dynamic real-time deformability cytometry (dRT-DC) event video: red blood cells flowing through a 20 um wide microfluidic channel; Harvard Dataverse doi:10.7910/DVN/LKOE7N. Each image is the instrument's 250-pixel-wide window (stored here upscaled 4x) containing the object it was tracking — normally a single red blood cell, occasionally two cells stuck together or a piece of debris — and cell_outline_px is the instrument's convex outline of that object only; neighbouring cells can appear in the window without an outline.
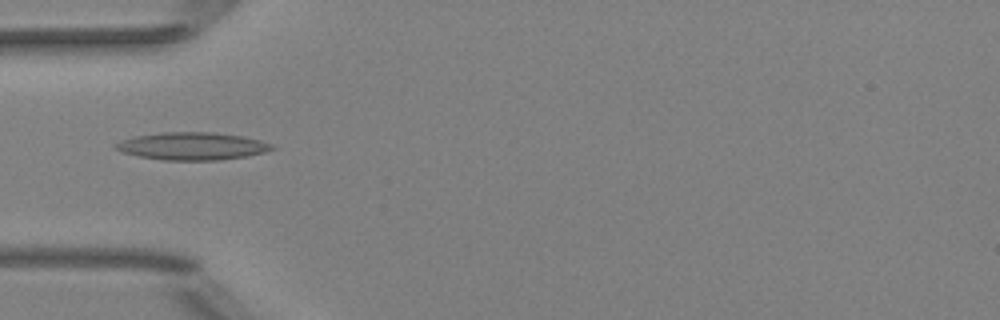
{"species": "Egyptian fruit bat (a non-hibernating species)", "species_latin": "Rousettus aegyptiacus", "temperature_condition": "room temperature", "stored_images_in_passage": 50, "camera_frame_rate_fps": 3000, "um_per_image_px": 0.085, "animal": {"sex": "female"}, "frame": {"image": 1, "passage_image": 15, "time_ms": 4.667, "image_size_px": [1000, 320], "cell_outline_px": [[276, 148], [264, 152], [248, 156], [220, 160], [164, 160], [140, 156], [124, 152], [112, 148], [112, 144], [120, 140], [136, 136], [160, 132], [212, 132], [244, 136], [260, 140], [272, 144]], "centroid_in_image_um": [16.33, 12.41], "position_along_channel_um": 68.7, "area_um2": 25.26}}
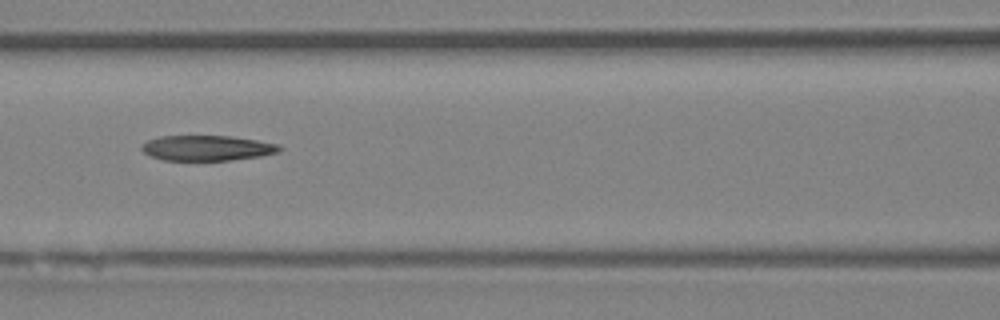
{"frame": {"image": 2, "passage_image": 21, "time_ms": 6.667, "image_size_px": [1000, 320], "cell_outline_px": [[284, 148], [280, 152], [264, 156], [228, 160], [164, 160], [152, 156], [144, 152], [140, 148], [140, 144], [148, 140], [160, 136], [228, 136], [256, 140], [276, 144]], "centroid_in_image_um": [17.61, 12.58], "position_along_channel_um": 149.0, "area_um2": 20.29}}
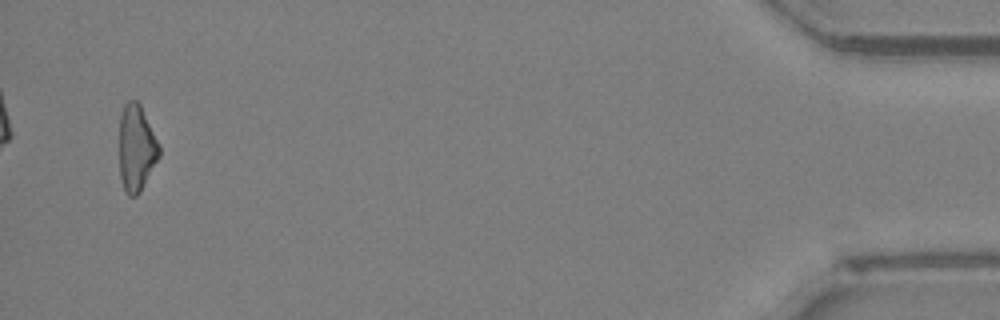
{"frame": {"image": 3, "passage_image": 48, "time_ms": 15.667, "image_size_px": [1000, 320], "cell_outline_px": [[160, 156], [140, 192], [136, 196], [128, 196], [124, 192], [120, 176], [120, 116], [124, 104], [128, 100], [136, 100], [140, 104], [160, 144]], "centroid_in_image_um": [11.6, 12.59], "position_along_channel_um": 423.6, "area_um2": 20.23}, "authors_computed_cell_mechanics": {"area_um2": 21.0392, "velocity_mm_per_s": 4.0176, "shape_relaxation_time_tau1_ms": null, "shape_relaxation_time_tau2_ms": 4.7683, "deformation_change_tau1": null, "deformation_change_tau2": 0.1745}}